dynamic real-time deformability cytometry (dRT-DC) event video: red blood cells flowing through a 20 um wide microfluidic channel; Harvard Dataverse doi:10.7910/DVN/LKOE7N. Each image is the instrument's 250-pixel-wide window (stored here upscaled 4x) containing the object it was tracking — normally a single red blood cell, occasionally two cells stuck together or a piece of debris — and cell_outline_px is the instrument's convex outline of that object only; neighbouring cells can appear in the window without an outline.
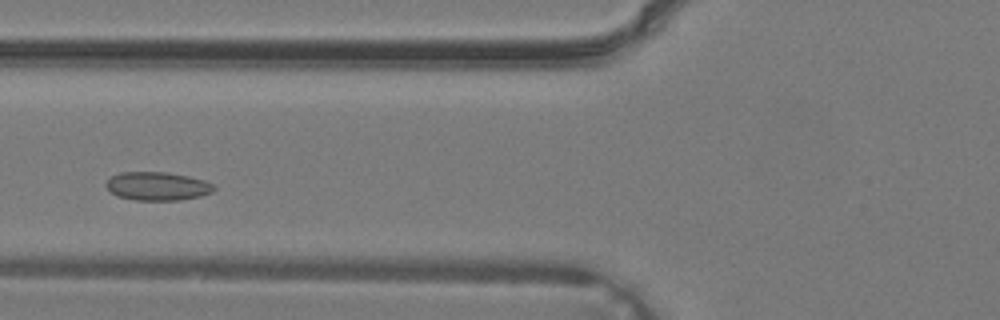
{"species": "common noctule bat (a hibernating species)", "species_latin": "Nyctalus noctula", "temperature_condition": "warm", "stored_images_in_passage": 29, "camera_frame_rate_fps": 3000, "um_per_image_px": 0.085, "animal": {"sex": "male", "body_mass_g": 19.2, "forearm_length_mm": 51.8}, "frame": {"image": 1, "passage_image": 9, "time_ms": 2.667, "image_size_px": [1000, 320], "cell_outline_px": [[216, 188], [212, 192], [200, 196], [180, 200], [136, 200], [120, 196], [112, 192], [104, 184], [112, 176], [120, 172], [168, 172], [188, 176], [204, 180], [212, 184]], "centroid_in_image_um": [13.4, 15.82], "position_along_channel_um": 112.4, "area_um2": 17.74}}
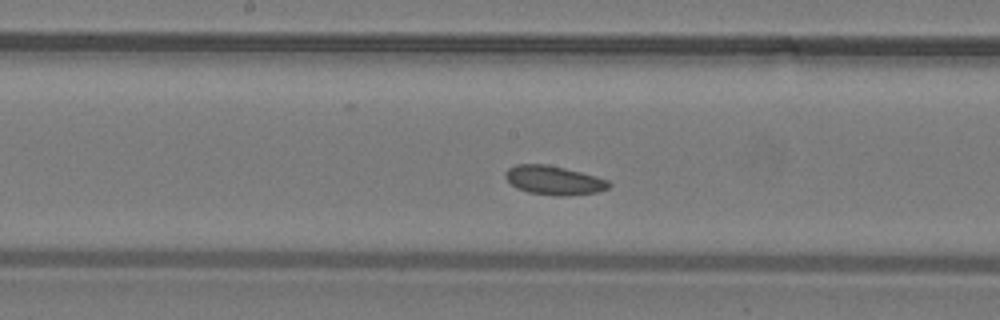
{"frame": {"image": 2, "passage_image": 14, "time_ms": 4.333, "image_size_px": [1000, 320], "cell_outline_px": [[612, 184], [608, 188], [596, 192], [564, 196], [556, 196], [528, 192], [516, 188], [504, 176], [504, 172], [508, 168], [516, 164], [548, 164], [596, 176], [608, 180]], "centroid_in_image_um": [47.06, 15.32], "position_along_channel_um": 201.1, "area_um2": 17.46}}
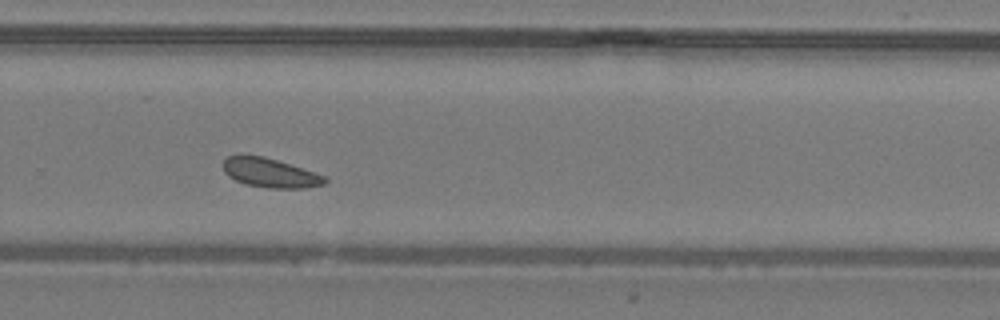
{"frame": {"image": 3, "passage_image": 20, "time_ms": 6.333, "image_size_px": [1000, 320], "cell_outline_px": [[328, 180], [324, 184], [304, 188], [268, 188], [244, 184], [228, 176], [224, 172], [220, 164], [228, 156], [240, 152], [264, 156], [324, 176]], "centroid_in_image_um": [22.83, 14.66], "position_along_channel_um": 307.0, "area_um2": 17.57}}